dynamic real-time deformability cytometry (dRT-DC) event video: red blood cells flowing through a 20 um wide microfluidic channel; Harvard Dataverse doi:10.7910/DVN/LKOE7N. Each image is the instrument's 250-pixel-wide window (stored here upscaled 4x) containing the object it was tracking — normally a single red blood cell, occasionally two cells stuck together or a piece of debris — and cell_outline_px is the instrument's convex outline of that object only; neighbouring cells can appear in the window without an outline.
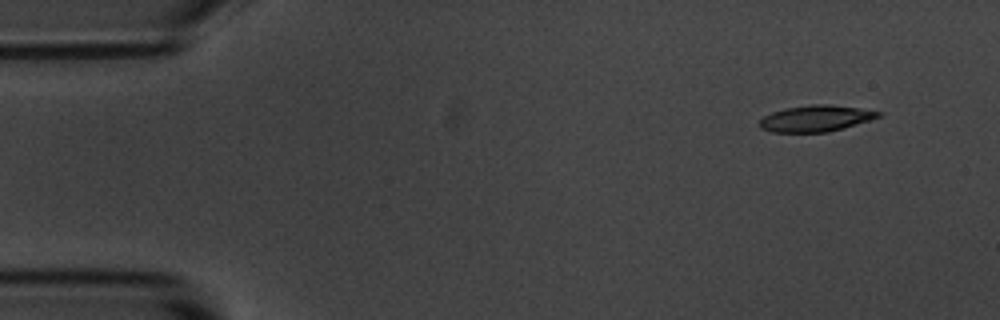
{"species": "common noctule bat (a hibernating species)", "species_latin": "Nyctalus noctula", "temperature_condition": "room temperature", "stored_images_in_passage": 4, "segment_of_instrument_passage": [1, 2], "camera_frame_rate_fps": 3000, "um_per_image_px": 0.085, "animal": {"sex": "male", "body_mass_g": 20.1, "forearm_length_mm": 53.5}, "frame": {"image": 1, "passage_image": 1, "time_ms": 0.0, "image_size_px": [1000, 320], "cell_outline_px": [[884, 112], [880, 116], [844, 128], [828, 132], [772, 132], [760, 128], [760, 120], [764, 116], [772, 112], [784, 108], [812, 104], [832, 104], [860, 108]], "centroid_in_image_um": [69.34, 10.06], "position_along_channel_um": 15.7, "area_um2": 18.21}}
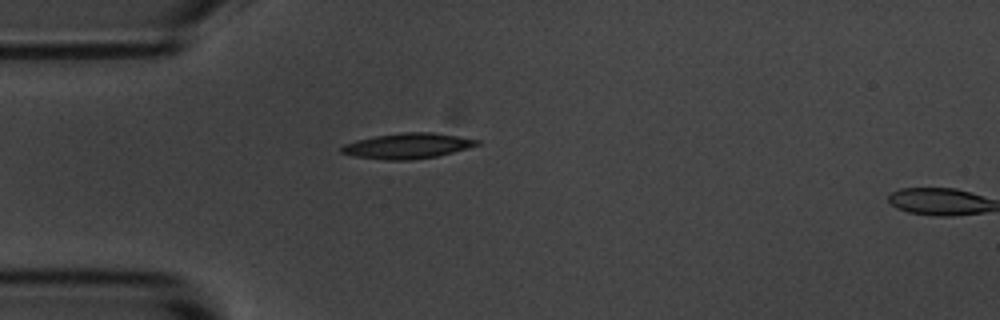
{"frame": {"image": 2, "passage_image": 3, "time_ms": 3.333, "image_size_px": [1000, 320], "cell_outline_px": [[480, 144], [468, 148], [436, 156], [408, 160], [384, 160], [356, 156], [340, 152], [340, 148], [344, 144], [356, 140], [376, 136], [400, 132], [432, 132], [480, 140]], "centroid_in_image_um": [34.63, 12.39], "position_along_channel_um": 50.4, "area_um2": 19.88}}